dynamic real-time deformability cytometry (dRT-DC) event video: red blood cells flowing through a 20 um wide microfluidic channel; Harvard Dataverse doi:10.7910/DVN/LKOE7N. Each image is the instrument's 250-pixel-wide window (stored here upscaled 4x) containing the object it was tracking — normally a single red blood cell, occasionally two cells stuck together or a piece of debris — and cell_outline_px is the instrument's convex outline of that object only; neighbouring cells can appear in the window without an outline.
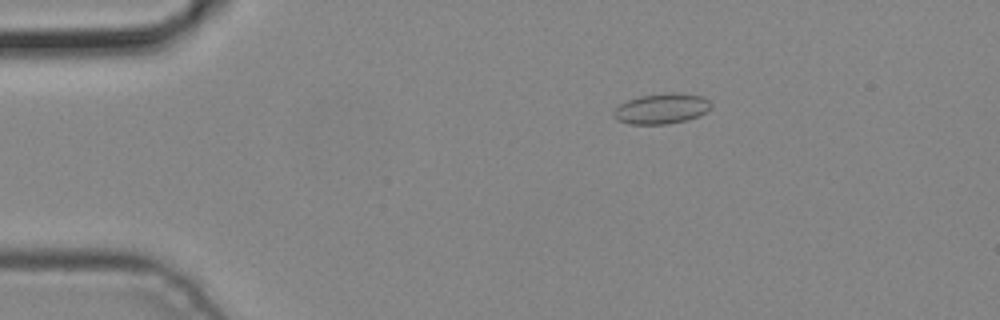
{"species": "common noctule bat (a hibernating species)", "species_latin": "Nyctalus noctula", "temperature_condition": "cold", "stored_images_in_passage": 4, "camera_frame_rate_fps": 3000, "um_per_image_px": 0.085, "animal": {"sex": "male", "body_mass_g": 19.2, "forearm_length_mm": 51.8}, "frame": {"image": 1, "passage_image": 1, "time_ms": 0.0, "image_size_px": [1000, 320], "cell_outline_px": [[712, 108], [708, 112], [688, 120], [668, 124], [628, 124], [616, 120], [612, 116], [612, 112], [620, 104], [628, 100], [640, 96], [672, 92], [676, 92], [704, 96], [712, 104]], "centroid_in_image_um": [56.26, 9.24], "position_along_channel_um": 28.7, "area_um2": 17.57}}
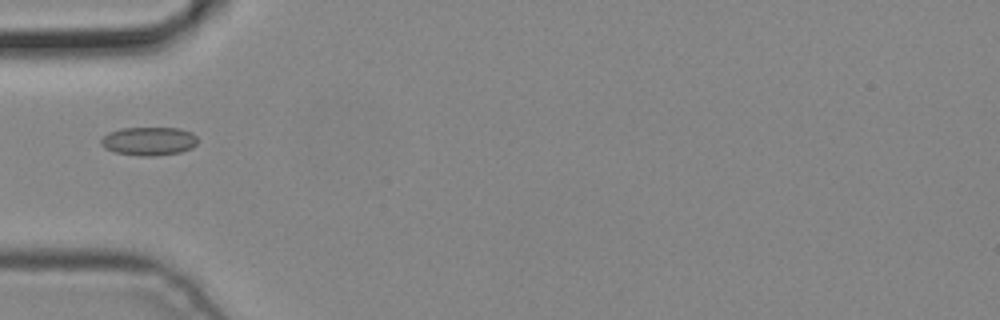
{"frame": {"image": 2, "passage_image": 3, "time_ms": 0.667, "image_size_px": [1000, 320], "cell_outline_px": [[196, 144], [192, 148], [180, 152], [156, 156], [140, 156], [116, 152], [104, 148], [100, 144], [100, 140], [108, 132], [120, 128], [180, 128], [192, 132], [196, 136]], "centroid_in_image_um": [12.64, 11.99], "position_along_channel_um": 72.4, "area_um2": 16.13}}
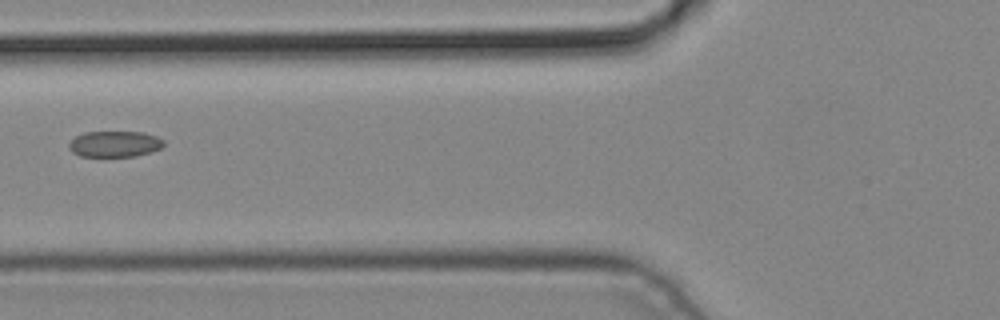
{"frame": {"image": 3, "passage_image": 4, "time_ms": 1.0, "image_size_px": [1000, 320], "cell_outline_px": [[164, 144], [160, 148], [152, 152], [136, 156], [80, 156], [72, 152], [68, 148], [68, 144], [76, 136], [84, 132], [144, 132], [156, 136], [164, 140]], "centroid_in_image_um": [9.75, 12.24], "position_along_channel_um": 116.0, "area_um2": 14.39}}